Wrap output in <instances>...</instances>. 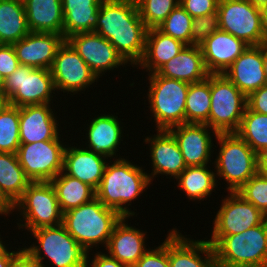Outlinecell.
<instances>
[{
    "label": "cell",
    "instance_id": "8fae6325",
    "mask_svg": "<svg viewBox=\"0 0 267 267\" xmlns=\"http://www.w3.org/2000/svg\"><path fill=\"white\" fill-rule=\"evenodd\" d=\"M59 135L54 140L20 144L17 157L31 182H50L63 170L64 145Z\"/></svg>",
    "mask_w": 267,
    "mask_h": 267
},
{
    "label": "cell",
    "instance_id": "9f6ffc18",
    "mask_svg": "<svg viewBox=\"0 0 267 267\" xmlns=\"http://www.w3.org/2000/svg\"><path fill=\"white\" fill-rule=\"evenodd\" d=\"M1 216V214H0ZM3 244L2 240H1V235H0V246Z\"/></svg>",
    "mask_w": 267,
    "mask_h": 267
},
{
    "label": "cell",
    "instance_id": "4fadbf2b",
    "mask_svg": "<svg viewBox=\"0 0 267 267\" xmlns=\"http://www.w3.org/2000/svg\"><path fill=\"white\" fill-rule=\"evenodd\" d=\"M55 90L76 94L90 87L97 76L75 49L65 40L58 48L50 68Z\"/></svg>",
    "mask_w": 267,
    "mask_h": 267
},
{
    "label": "cell",
    "instance_id": "ee69618b",
    "mask_svg": "<svg viewBox=\"0 0 267 267\" xmlns=\"http://www.w3.org/2000/svg\"><path fill=\"white\" fill-rule=\"evenodd\" d=\"M247 108L267 115V83L247 96Z\"/></svg>",
    "mask_w": 267,
    "mask_h": 267
},
{
    "label": "cell",
    "instance_id": "1f68e13d",
    "mask_svg": "<svg viewBox=\"0 0 267 267\" xmlns=\"http://www.w3.org/2000/svg\"><path fill=\"white\" fill-rule=\"evenodd\" d=\"M208 168L209 165L189 166L176 178L178 188L182 189L191 201H204L215 192L213 190L218 185L216 173Z\"/></svg>",
    "mask_w": 267,
    "mask_h": 267
},
{
    "label": "cell",
    "instance_id": "8992f818",
    "mask_svg": "<svg viewBox=\"0 0 267 267\" xmlns=\"http://www.w3.org/2000/svg\"><path fill=\"white\" fill-rule=\"evenodd\" d=\"M30 233L37 242L24 249L39 267H46L43 262L45 257L54 267H85L87 251L67 232L63 224L41 227Z\"/></svg>",
    "mask_w": 267,
    "mask_h": 267
},
{
    "label": "cell",
    "instance_id": "f1b7e54d",
    "mask_svg": "<svg viewBox=\"0 0 267 267\" xmlns=\"http://www.w3.org/2000/svg\"><path fill=\"white\" fill-rule=\"evenodd\" d=\"M30 32L63 35L62 0H23Z\"/></svg>",
    "mask_w": 267,
    "mask_h": 267
},
{
    "label": "cell",
    "instance_id": "7a4b0ae2",
    "mask_svg": "<svg viewBox=\"0 0 267 267\" xmlns=\"http://www.w3.org/2000/svg\"><path fill=\"white\" fill-rule=\"evenodd\" d=\"M113 162V163H112ZM107 164L96 197L105 207L116 210L122 217L135 216L129 207L131 201L138 199L151 184L148 173L142 166L132 164L116 156L115 161Z\"/></svg>",
    "mask_w": 267,
    "mask_h": 267
},
{
    "label": "cell",
    "instance_id": "c3c4849f",
    "mask_svg": "<svg viewBox=\"0 0 267 267\" xmlns=\"http://www.w3.org/2000/svg\"><path fill=\"white\" fill-rule=\"evenodd\" d=\"M13 204L1 193L0 190V214L10 215L12 212Z\"/></svg>",
    "mask_w": 267,
    "mask_h": 267
},
{
    "label": "cell",
    "instance_id": "30bf717a",
    "mask_svg": "<svg viewBox=\"0 0 267 267\" xmlns=\"http://www.w3.org/2000/svg\"><path fill=\"white\" fill-rule=\"evenodd\" d=\"M53 91L56 90L50 70L21 64L5 78L3 86L9 105L16 107L51 104Z\"/></svg>",
    "mask_w": 267,
    "mask_h": 267
},
{
    "label": "cell",
    "instance_id": "7bdbcfd3",
    "mask_svg": "<svg viewBox=\"0 0 267 267\" xmlns=\"http://www.w3.org/2000/svg\"><path fill=\"white\" fill-rule=\"evenodd\" d=\"M19 65L13 45L0 44V73L3 77L11 75Z\"/></svg>",
    "mask_w": 267,
    "mask_h": 267
},
{
    "label": "cell",
    "instance_id": "f546056e",
    "mask_svg": "<svg viewBox=\"0 0 267 267\" xmlns=\"http://www.w3.org/2000/svg\"><path fill=\"white\" fill-rule=\"evenodd\" d=\"M29 33L23 0H0V44L13 45Z\"/></svg>",
    "mask_w": 267,
    "mask_h": 267
},
{
    "label": "cell",
    "instance_id": "db71d44e",
    "mask_svg": "<svg viewBox=\"0 0 267 267\" xmlns=\"http://www.w3.org/2000/svg\"><path fill=\"white\" fill-rule=\"evenodd\" d=\"M263 70L267 81V43L264 44V65Z\"/></svg>",
    "mask_w": 267,
    "mask_h": 267
},
{
    "label": "cell",
    "instance_id": "484cf974",
    "mask_svg": "<svg viewBox=\"0 0 267 267\" xmlns=\"http://www.w3.org/2000/svg\"><path fill=\"white\" fill-rule=\"evenodd\" d=\"M156 73L166 78L189 84L198 83L209 76L200 47L186 45L175 57L163 64Z\"/></svg>",
    "mask_w": 267,
    "mask_h": 267
},
{
    "label": "cell",
    "instance_id": "f35d334b",
    "mask_svg": "<svg viewBox=\"0 0 267 267\" xmlns=\"http://www.w3.org/2000/svg\"><path fill=\"white\" fill-rule=\"evenodd\" d=\"M237 193L267 216V179L261 174L251 177Z\"/></svg>",
    "mask_w": 267,
    "mask_h": 267
},
{
    "label": "cell",
    "instance_id": "e0dca14e",
    "mask_svg": "<svg viewBox=\"0 0 267 267\" xmlns=\"http://www.w3.org/2000/svg\"><path fill=\"white\" fill-rule=\"evenodd\" d=\"M168 261L169 267H216L214 249L207 240H192L176 228L168 233Z\"/></svg>",
    "mask_w": 267,
    "mask_h": 267
},
{
    "label": "cell",
    "instance_id": "83f0119b",
    "mask_svg": "<svg viewBox=\"0 0 267 267\" xmlns=\"http://www.w3.org/2000/svg\"><path fill=\"white\" fill-rule=\"evenodd\" d=\"M102 0H62L63 38L96 30Z\"/></svg>",
    "mask_w": 267,
    "mask_h": 267
},
{
    "label": "cell",
    "instance_id": "f5cc1de1",
    "mask_svg": "<svg viewBox=\"0 0 267 267\" xmlns=\"http://www.w3.org/2000/svg\"><path fill=\"white\" fill-rule=\"evenodd\" d=\"M252 5L262 8L267 6V0H248Z\"/></svg>",
    "mask_w": 267,
    "mask_h": 267
},
{
    "label": "cell",
    "instance_id": "816d5d0a",
    "mask_svg": "<svg viewBox=\"0 0 267 267\" xmlns=\"http://www.w3.org/2000/svg\"><path fill=\"white\" fill-rule=\"evenodd\" d=\"M8 105L9 99L3 93H0V113L4 111Z\"/></svg>",
    "mask_w": 267,
    "mask_h": 267
},
{
    "label": "cell",
    "instance_id": "4316f807",
    "mask_svg": "<svg viewBox=\"0 0 267 267\" xmlns=\"http://www.w3.org/2000/svg\"><path fill=\"white\" fill-rule=\"evenodd\" d=\"M185 46L182 41L164 34L158 28L147 29L144 54L137 67L146 69L148 74L154 73Z\"/></svg>",
    "mask_w": 267,
    "mask_h": 267
},
{
    "label": "cell",
    "instance_id": "7402d4cb",
    "mask_svg": "<svg viewBox=\"0 0 267 267\" xmlns=\"http://www.w3.org/2000/svg\"><path fill=\"white\" fill-rule=\"evenodd\" d=\"M248 46L243 40L219 29L200 48L207 71L222 74Z\"/></svg>",
    "mask_w": 267,
    "mask_h": 267
},
{
    "label": "cell",
    "instance_id": "9c48e42d",
    "mask_svg": "<svg viewBox=\"0 0 267 267\" xmlns=\"http://www.w3.org/2000/svg\"><path fill=\"white\" fill-rule=\"evenodd\" d=\"M209 127L217 133H235L247 107V97L223 73L210 74Z\"/></svg>",
    "mask_w": 267,
    "mask_h": 267
},
{
    "label": "cell",
    "instance_id": "d6a6232c",
    "mask_svg": "<svg viewBox=\"0 0 267 267\" xmlns=\"http://www.w3.org/2000/svg\"><path fill=\"white\" fill-rule=\"evenodd\" d=\"M30 182L25 176L17 154L0 152V190L13 205Z\"/></svg>",
    "mask_w": 267,
    "mask_h": 267
},
{
    "label": "cell",
    "instance_id": "603a6c76",
    "mask_svg": "<svg viewBox=\"0 0 267 267\" xmlns=\"http://www.w3.org/2000/svg\"><path fill=\"white\" fill-rule=\"evenodd\" d=\"M128 218L130 217H122L116 223L105 249L110 257L133 267L148 251L145 245L147 232L129 226L125 223Z\"/></svg>",
    "mask_w": 267,
    "mask_h": 267
},
{
    "label": "cell",
    "instance_id": "f6af8a7d",
    "mask_svg": "<svg viewBox=\"0 0 267 267\" xmlns=\"http://www.w3.org/2000/svg\"><path fill=\"white\" fill-rule=\"evenodd\" d=\"M91 260L92 261L90 262L89 252H87L85 267H128L127 265L122 264L118 260L110 257L108 254L102 253L101 251L97 252L94 256V259L92 258Z\"/></svg>",
    "mask_w": 267,
    "mask_h": 267
},
{
    "label": "cell",
    "instance_id": "bcb514c9",
    "mask_svg": "<svg viewBox=\"0 0 267 267\" xmlns=\"http://www.w3.org/2000/svg\"><path fill=\"white\" fill-rule=\"evenodd\" d=\"M18 250L9 259L7 267H39V265L31 258V255L24 248H20Z\"/></svg>",
    "mask_w": 267,
    "mask_h": 267
},
{
    "label": "cell",
    "instance_id": "7dc6e473",
    "mask_svg": "<svg viewBox=\"0 0 267 267\" xmlns=\"http://www.w3.org/2000/svg\"><path fill=\"white\" fill-rule=\"evenodd\" d=\"M8 250L5 244L0 246V267H7L9 259L17 252Z\"/></svg>",
    "mask_w": 267,
    "mask_h": 267
},
{
    "label": "cell",
    "instance_id": "74e56055",
    "mask_svg": "<svg viewBox=\"0 0 267 267\" xmlns=\"http://www.w3.org/2000/svg\"><path fill=\"white\" fill-rule=\"evenodd\" d=\"M192 17L179 4L160 24L158 29L166 35L191 46Z\"/></svg>",
    "mask_w": 267,
    "mask_h": 267
},
{
    "label": "cell",
    "instance_id": "11a10c76",
    "mask_svg": "<svg viewBox=\"0 0 267 267\" xmlns=\"http://www.w3.org/2000/svg\"><path fill=\"white\" fill-rule=\"evenodd\" d=\"M4 81H5V78H4L3 75L0 73V93H3Z\"/></svg>",
    "mask_w": 267,
    "mask_h": 267
},
{
    "label": "cell",
    "instance_id": "8d00e7d4",
    "mask_svg": "<svg viewBox=\"0 0 267 267\" xmlns=\"http://www.w3.org/2000/svg\"><path fill=\"white\" fill-rule=\"evenodd\" d=\"M141 19L147 29L158 28L180 0H135Z\"/></svg>",
    "mask_w": 267,
    "mask_h": 267
},
{
    "label": "cell",
    "instance_id": "52a82bcc",
    "mask_svg": "<svg viewBox=\"0 0 267 267\" xmlns=\"http://www.w3.org/2000/svg\"><path fill=\"white\" fill-rule=\"evenodd\" d=\"M147 75L150 85L146 98L150 112L155 118L156 130H168L185 123V102L189 83L166 78L156 72Z\"/></svg>",
    "mask_w": 267,
    "mask_h": 267
},
{
    "label": "cell",
    "instance_id": "4dcf8cb0",
    "mask_svg": "<svg viewBox=\"0 0 267 267\" xmlns=\"http://www.w3.org/2000/svg\"><path fill=\"white\" fill-rule=\"evenodd\" d=\"M50 182L56 191L58 203L63 213L96 197V192L91 186L65 174L63 171Z\"/></svg>",
    "mask_w": 267,
    "mask_h": 267
},
{
    "label": "cell",
    "instance_id": "d590c367",
    "mask_svg": "<svg viewBox=\"0 0 267 267\" xmlns=\"http://www.w3.org/2000/svg\"><path fill=\"white\" fill-rule=\"evenodd\" d=\"M19 146V107L8 105L0 113V152L16 154Z\"/></svg>",
    "mask_w": 267,
    "mask_h": 267
},
{
    "label": "cell",
    "instance_id": "3957f363",
    "mask_svg": "<svg viewBox=\"0 0 267 267\" xmlns=\"http://www.w3.org/2000/svg\"><path fill=\"white\" fill-rule=\"evenodd\" d=\"M216 267H267V219L234 235H211Z\"/></svg>",
    "mask_w": 267,
    "mask_h": 267
},
{
    "label": "cell",
    "instance_id": "cb8c5ba5",
    "mask_svg": "<svg viewBox=\"0 0 267 267\" xmlns=\"http://www.w3.org/2000/svg\"><path fill=\"white\" fill-rule=\"evenodd\" d=\"M66 146L63 172L91 186L95 191L101 183L106 167V157L77 146Z\"/></svg>",
    "mask_w": 267,
    "mask_h": 267
},
{
    "label": "cell",
    "instance_id": "ab89813d",
    "mask_svg": "<svg viewBox=\"0 0 267 267\" xmlns=\"http://www.w3.org/2000/svg\"><path fill=\"white\" fill-rule=\"evenodd\" d=\"M220 29L218 12L194 17L191 26V46L200 47L208 37Z\"/></svg>",
    "mask_w": 267,
    "mask_h": 267
},
{
    "label": "cell",
    "instance_id": "60d3db41",
    "mask_svg": "<svg viewBox=\"0 0 267 267\" xmlns=\"http://www.w3.org/2000/svg\"><path fill=\"white\" fill-rule=\"evenodd\" d=\"M133 267H169L168 235L161 245L152 250L149 248Z\"/></svg>",
    "mask_w": 267,
    "mask_h": 267
},
{
    "label": "cell",
    "instance_id": "681fc988",
    "mask_svg": "<svg viewBox=\"0 0 267 267\" xmlns=\"http://www.w3.org/2000/svg\"><path fill=\"white\" fill-rule=\"evenodd\" d=\"M258 173L267 179V153L259 156Z\"/></svg>",
    "mask_w": 267,
    "mask_h": 267
},
{
    "label": "cell",
    "instance_id": "ffe728a7",
    "mask_svg": "<svg viewBox=\"0 0 267 267\" xmlns=\"http://www.w3.org/2000/svg\"><path fill=\"white\" fill-rule=\"evenodd\" d=\"M154 136H146L144 142L150 144V157L152 172L148 174L150 181L156 175H170L177 178L185 169L186 165L179 146L168 130H156Z\"/></svg>",
    "mask_w": 267,
    "mask_h": 267
},
{
    "label": "cell",
    "instance_id": "44dd1931",
    "mask_svg": "<svg viewBox=\"0 0 267 267\" xmlns=\"http://www.w3.org/2000/svg\"><path fill=\"white\" fill-rule=\"evenodd\" d=\"M50 107L51 104L19 107L20 144L54 140L60 135L59 121Z\"/></svg>",
    "mask_w": 267,
    "mask_h": 267
},
{
    "label": "cell",
    "instance_id": "d6986e66",
    "mask_svg": "<svg viewBox=\"0 0 267 267\" xmlns=\"http://www.w3.org/2000/svg\"><path fill=\"white\" fill-rule=\"evenodd\" d=\"M263 65L264 44L248 46L223 74L247 97L267 83Z\"/></svg>",
    "mask_w": 267,
    "mask_h": 267
},
{
    "label": "cell",
    "instance_id": "277c9868",
    "mask_svg": "<svg viewBox=\"0 0 267 267\" xmlns=\"http://www.w3.org/2000/svg\"><path fill=\"white\" fill-rule=\"evenodd\" d=\"M122 216L97 198L63 213L67 232L89 252L98 244L107 246L113 228Z\"/></svg>",
    "mask_w": 267,
    "mask_h": 267
},
{
    "label": "cell",
    "instance_id": "6da1fadb",
    "mask_svg": "<svg viewBox=\"0 0 267 267\" xmlns=\"http://www.w3.org/2000/svg\"><path fill=\"white\" fill-rule=\"evenodd\" d=\"M94 32L110 41L127 64L136 67L141 61L147 28L135 0H102Z\"/></svg>",
    "mask_w": 267,
    "mask_h": 267
},
{
    "label": "cell",
    "instance_id": "ac0fdd59",
    "mask_svg": "<svg viewBox=\"0 0 267 267\" xmlns=\"http://www.w3.org/2000/svg\"><path fill=\"white\" fill-rule=\"evenodd\" d=\"M64 41L62 34L30 32L13 47L19 64L50 70L56 52Z\"/></svg>",
    "mask_w": 267,
    "mask_h": 267
},
{
    "label": "cell",
    "instance_id": "e575fe53",
    "mask_svg": "<svg viewBox=\"0 0 267 267\" xmlns=\"http://www.w3.org/2000/svg\"><path fill=\"white\" fill-rule=\"evenodd\" d=\"M258 156L267 153V115L249 110L247 107L235 132Z\"/></svg>",
    "mask_w": 267,
    "mask_h": 267
},
{
    "label": "cell",
    "instance_id": "b9f144b4",
    "mask_svg": "<svg viewBox=\"0 0 267 267\" xmlns=\"http://www.w3.org/2000/svg\"><path fill=\"white\" fill-rule=\"evenodd\" d=\"M219 0H180V5L192 17H199L217 11Z\"/></svg>",
    "mask_w": 267,
    "mask_h": 267
},
{
    "label": "cell",
    "instance_id": "5b68a950",
    "mask_svg": "<svg viewBox=\"0 0 267 267\" xmlns=\"http://www.w3.org/2000/svg\"><path fill=\"white\" fill-rule=\"evenodd\" d=\"M216 140L220 147L212 163L216 178L226 181L228 192H237L258 173L259 156L236 133H218Z\"/></svg>",
    "mask_w": 267,
    "mask_h": 267
},
{
    "label": "cell",
    "instance_id": "9a60e30c",
    "mask_svg": "<svg viewBox=\"0 0 267 267\" xmlns=\"http://www.w3.org/2000/svg\"><path fill=\"white\" fill-rule=\"evenodd\" d=\"M66 41L82 57L98 80L107 70L127 65L113 44L95 32L77 33Z\"/></svg>",
    "mask_w": 267,
    "mask_h": 267
},
{
    "label": "cell",
    "instance_id": "f907efd6",
    "mask_svg": "<svg viewBox=\"0 0 267 267\" xmlns=\"http://www.w3.org/2000/svg\"><path fill=\"white\" fill-rule=\"evenodd\" d=\"M261 11V22L264 40L267 43V6L260 8Z\"/></svg>",
    "mask_w": 267,
    "mask_h": 267
},
{
    "label": "cell",
    "instance_id": "836d02e7",
    "mask_svg": "<svg viewBox=\"0 0 267 267\" xmlns=\"http://www.w3.org/2000/svg\"><path fill=\"white\" fill-rule=\"evenodd\" d=\"M210 107L209 74L205 80L189 84L185 102V123L206 124L209 126Z\"/></svg>",
    "mask_w": 267,
    "mask_h": 267
},
{
    "label": "cell",
    "instance_id": "ba28073f",
    "mask_svg": "<svg viewBox=\"0 0 267 267\" xmlns=\"http://www.w3.org/2000/svg\"><path fill=\"white\" fill-rule=\"evenodd\" d=\"M16 209L24 221L22 224L17 222L18 228H25L28 232L63 223V212L51 182H30L14 203L12 211Z\"/></svg>",
    "mask_w": 267,
    "mask_h": 267
},
{
    "label": "cell",
    "instance_id": "5bb4252c",
    "mask_svg": "<svg viewBox=\"0 0 267 267\" xmlns=\"http://www.w3.org/2000/svg\"><path fill=\"white\" fill-rule=\"evenodd\" d=\"M266 215L239 193L229 192L213 219L212 235H234L262 224Z\"/></svg>",
    "mask_w": 267,
    "mask_h": 267
},
{
    "label": "cell",
    "instance_id": "7c38bea8",
    "mask_svg": "<svg viewBox=\"0 0 267 267\" xmlns=\"http://www.w3.org/2000/svg\"><path fill=\"white\" fill-rule=\"evenodd\" d=\"M220 30L243 40L249 46L266 43L262 31L261 11L248 0H219Z\"/></svg>",
    "mask_w": 267,
    "mask_h": 267
},
{
    "label": "cell",
    "instance_id": "2e32d148",
    "mask_svg": "<svg viewBox=\"0 0 267 267\" xmlns=\"http://www.w3.org/2000/svg\"><path fill=\"white\" fill-rule=\"evenodd\" d=\"M168 131L175 138L187 167L208 165L211 162V153L214 152L212 135L215 137L218 133L208 125L183 123Z\"/></svg>",
    "mask_w": 267,
    "mask_h": 267
},
{
    "label": "cell",
    "instance_id": "d4e9b609",
    "mask_svg": "<svg viewBox=\"0 0 267 267\" xmlns=\"http://www.w3.org/2000/svg\"><path fill=\"white\" fill-rule=\"evenodd\" d=\"M116 115H100L90 121L86 133V149H89L98 155L107 159L116 156L119 145L123 141V127ZM122 137V138H121Z\"/></svg>",
    "mask_w": 267,
    "mask_h": 267
}]
</instances>
